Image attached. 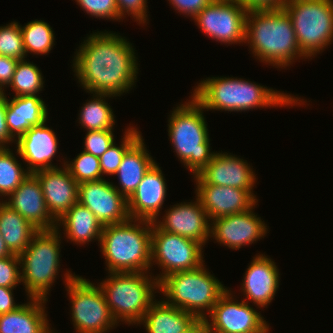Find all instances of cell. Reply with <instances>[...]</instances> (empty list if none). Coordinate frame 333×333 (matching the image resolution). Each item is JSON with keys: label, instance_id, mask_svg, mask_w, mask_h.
<instances>
[{"label": "cell", "instance_id": "cell-1", "mask_svg": "<svg viewBox=\"0 0 333 333\" xmlns=\"http://www.w3.org/2000/svg\"><path fill=\"white\" fill-rule=\"evenodd\" d=\"M134 50L117 33L93 32L74 55V75L88 93L121 96L137 80L139 68Z\"/></svg>", "mask_w": 333, "mask_h": 333}, {"label": "cell", "instance_id": "cell-2", "mask_svg": "<svg viewBox=\"0 0 333 333\" xmlns=\"http://www.w3.org/2000/svg\"><path fill=\"white\" fill-rule=\"evenodd\" d=\"M195 87L191 96L207 111L245 112L253 108L306 105L304 99L242 78H206Z\"/></svg>", "mask_w": 333, "mask_h": 333}, {"label": "cell", "instance_id": "cell-3", "mask_svg": "<svg viewBox=\"0 0 333 333\" xmlns=\"http://www.w3.org/2000/svg\"><path fill=\"white\" fill-rule=\"evenodd\" d=\"M244 43L249 44L255 58L276 68L289 67L299 57L307 59L283 8L248 10Z\"/></svg>", "mask_w": 333, "mask_h": 333}, {"label": "cell", "instance_id": "cell-4", "mask_svg": "<svg viewBox=\"0 0 333 333\" xmlns=\"http://www.w3.org/2000/svg\"><path fill=\"white\" fill-rule=\"evenodd\" d=\"M152 225L151 221L130 218L123 223L103 226L99 245L102 249L100 252L102 251L105 257L108 273H149Z\"/></svg>", "mask_w": 333, "mask_h": 333}, {"label": "cell", "instance_id": "cell-5", "mask_svg": "<svg viewBox=\"0 0 333 333\" xmlns=\"http://www.w3.org/2000/svg\"><path fill=\"white\" fill-rule=\"evenodd\" d=\"M204 108L191 96L177 105L168 119V136L180 162L193 175L212 160L209 132L203 115Z\"/></svg>", "mask_w": 333, "mask_h": 333}, {"label": "cell", "instance_id": "cell-6", "mask_svg": "<svg viewBox=\"0 0 333 333\" xmlns=\"http://www.w3.org/2000/svg\"><path fill=\"white\" fill-rule=\"evenodd\" d=\"M98 283L115 321L139 324L159 289L156 277L148 272H112Z\"/></svg>", "mask_w": 333, "mask_h": 333}, {"label": "cell", "instance_id": "cell-7", "mask_svg": "<svg viewBox=\"0 0 333 333\" xmlns=\"http://www.w3.org/2000/svg\"><path fill=\"white\" fill-rule=\"evenodd\" d=\"M207 270L202 264L194 270L165 276L158 289L166 297L163 301L193 314L198 320L206 319L217 300L228 290Z\"/></svg>", "mask_w": 333, "mask_h": 333}, {"label": "cell", "instance_id": "cell-8", "mask_svg": "<svg viewBox=\"0 0 333 333\" xmlns=\"http://www.w3.org/2000/svg\"><path fill=\"white\" fill-rule=\"evenodd\" d=\"M60 229L39 230L19 255L21 282L28 298L46 299L60 268Z\"/></svg>", "mask_w": 333, "mask_h": 333}, {"label": "cell", "instance_id": "cell-9", "mask_svg": "<svg viewBox=\"0 0 333 333\" xmlns=\"http://www.w3.org/2000/svg\"><path fill=\"white\" fill-rule=\"evenodd\" d=\"M291 18L301 53L311 58L333 42V0H290Z\"/></svg>", "mask_w": 333, "mask_h": 333}, {"label": "cell", "instance_id": "cell-10", "mask_svg": "<svg viewBox=\"0 0 333 333\" xmlns=\"http://www.w3.org/2000/svg\"><path fill=\"white\" fill-rule=\"evenodd\" d=\"M64 277L72 304V323L77 333H107L118 324L98 284L96 286L71 271H67Z\"/></svg>", "mask_w": 333, "mask_h": 333}, {"label": "cell", "instance_id": "cell-11", "mask_svg": "<svg viewBox=\"0 0 333 333\" xmlns=\"http://www.w3.org/2000/svg\"><path fill=\"white\" fill-rule=\"evenodd\" d=\"M203 247L193 239L160 230L153 223L151 268L157 264L162 269V274L156 276L158 282L172 273L199 268L205 262Z\"/></svg>", "mask_w": 333, "mask_h": 333}, {"label": "cell", "instance_id": "cell-12", "mask_svg": "<svg viewBox=\"0 0 333 333\" xmlns=\"http://www.w3.org/2000/svg\"><path fill=\"white\" fill-rule=\"evenodd\" d=\"M248 9L238 0L211 1L194 18L204 34L220 43L245 42Z\"/></svg>", "mask_w": 333, "mask_h": 333}, {"label": "cell", "instance_id": "cell-13", "mask_svg": "<svg viewBox=\"0 0 333 333\" xmlns=\"http://www.w3.org/2000/svg\"><path fill=\"white\" fill-rule=\"evenodd\" d=\"M227 290L204 319L207 327L217 333H269V324L260 312L250 303L234 300L233 293Z\"/></svg>", "mask_w": 333, "mask_h": 333}, {"label": "cell", "instance_id": "cell-14", "mask_svg": "<svg viewBox=\"0 0 333 333\" xmlns=\"http://www.w3.org/2000/svg\"><path fill=\"white\" fill-rule=\"evenodd\" d=\"M78 202L90 209L103 226L130 219L127 199L106 179L80 183Z\"/></svg>", "mask_w": 333, "mask_h": 333}, {"label": "cell", "instance_id": "cell-15", "mask_svg": "<svg viewBox=\"0 0 333 333\" xmlns=\"http://www.w3.org/2000/svg\"><path fill=\"white\" fill-rule=\"evenodd\" d=\"M250 210L211 220L210 237L233 250L248 246L267 235V225Z\"/></svg>", "mask_w": 333, "mask_h": 333}, {"label": "cell", "instance_id": "cell-16", "mask_svg": "<svg viewBox=\"0 0 333 333\" xmlns=\"http://www.w3.org/2000/svg\"><path fill=\"white\" fill-rule=\"evenodd\" d=\"M196 184H213L248 190L252 194L256 175L247 160L231 153L217 152L212 160L193 176Z\"/></svg>", "mask_w": 333, "mask_h": 333}, {"label": "cell", "instance_id": "cell-17", "mask_svg": "<svg viewBox=\"0 0 333 333\" xmlns=\"http://www.w3.org/2000/svg\"><path fill=\"white\" fill-rule=\"evenodd\" d=\"M195 200L172 205L165 212L162 221L156 219L153 223L160 230L193 239L205 246L211 238V221L200 200L197 197Z\"/></svg>", "mask_w": 333, "mask_h": 333}, {"label": "cell", "instance_id": "cell-18", "mask_svg": "<svg viewBox=\"0 0 333 333\" xmlns=\"http://www.w3.org/2000/svg\"><path fill=\"white\" fill-rule=\"evenodd\" d=\"M7 200H3L38 230H54L57 221L49 213L41 187V183L34 173H30L11 193Z\"/></svg>", "mask_w": 333, "mask_h": 333}, {"label": "cell", "instance_id": "cell-19", "mask_svg": "<svg viewBox=\"0 0 333 333\" xmlns=\"http://www.w3.org/2000/svg\"><path fill=\"white\" fill-rule=\"evenodd\" d=\"M196 197L211 220L226 215L239 214L255 208V194L248 190L213 184H196Z\"/></svg>", "mask_w": 333, "mask_h": 333}, {"label": "cell", "instance_id": "cell-20", "mask_svg": "<svg viewBox=\"0 0 333 333\" xmlns=\"http://www.w3.org/2000/svg\"><path fill=\"white\" fill-rule=\"evenodd\" d=\"M279 269L265 254L254 256L242 280L241 292L245 302H253L258 308H267L279 288Z\"/></svg>", "mask_w": 333, "mask_h": 333}, {"label": "cell", "instance_id": "cell-21", "mask_svg": "<svg viewBox=\"0 0 333 333\" xmlns=\"http://www.w3.org/2000/svg\"><path fill=\"white\" fill-rule=\"evenodd\" d=\"M34 174L41 183L46 207L57 221L78 202L79 183L65 166L38 170Z\"/></svg>", "mask_w": 333, "mask_h": 333}, {"label": "cell", "instance_id": "cell-22", "mask_svg": "<svg viewBox=\"0 0 333 333\" xmlns=\"http://www.w3.org/2000/svg\"><path fill=\"white\" fill-rule=\"evenodd\" d=\"M46 122L32 126L24 135L16 140V155L27 163L26 169L34 173L42 169L58 168L52 164L58 150V141L54 130Z\"/></svg>", "mask_w": 333, "mask_h": 333}, {"label": "cell", "instance_id": "cell-23", "mask_svg": "<svg viewBox=\"0 0 333 333\" xmlns=\"http://www.w3.org/2000/svg\"><path fill=\"white\" fill-rule=\"evenodd\" d=\"M161 168L155 163L145 174L128 201L131 219L155 221L160 216L167 192Z\"/></svg>", "mask_w": 333, "mask_h": 333}, {"label": "cell", "instance_id": "cell-24", "mask_svg": "<svg viewBox=\"0 0 333 333\" xmlns=\"http://www.w3.org/2000/svg\"><path fill=\"white\" fill-rule=\"evenodd\" d=\"M48 109L39 96L6 98V122L10 135L17 140L32 126L47 122Z\"/></svg>", "mask_w": 333, "mask_h": 333}, {"label": "cell", "instance_id": "cell-25", "mask_svg": "<svg viewBox=\"0 0 333 333\" xmlns=\"http://www.w3.org/2000/svg\"><path fill=\"white\" fill-rule=\"evenodd\" d=\"M16 310L0 314V333H55L45 313L46 299L29 298Z\"/></svg>", "mask_w": 333, "mask_h": 333}, {"label": "cell", "instance_id": "cell-26", "mask_svg": "<svg viewBox=\"0 0 333 333\" xmlns=\"http://www.w3.org/2000/svg\"><path fill=\"white\" fill-rule=\"evenodd\" d=\"M141 136L124 154L114 175L118 176L120 187H114L128 200L148 170L156 163L148 153Z\"/></svg>", "mask_w": 333, "mask_h": 333}, {"label": "cell", "instance_id": "cell-27", "mask_svg": "<svg viewBox=\"0 0 333 333\" xmlns=\"http://www.w3.org/2000/svg\"><path fill=\"white\" fill-rule=\"evenodd\" d=\"M199 320L191 313L155 300L139 323L147 333H186Z\"/></svg>", "mask_w": 333, "mask_h": 333}, {"label": "cell", "instance_id": "cell-28", "mask_svg": "<svg viewBox=\"0 0 333 333\" xmlns=\"http://www.w3.org/2000/svg\"><path fill=\"white\" fill-rule=\"evenodd\" d=\"M62 225L66 239L75 244L83 245L95 239L100 243L103 225L90 209L79 202L57 220L56 229Z\"/></svg>", "mask_w": 333, "mask_h": 333}, {"label": "cell", "instance_id": "cell-29", "mask_svg": "<svg viewBox=\"0 0 333 333\" xmlns=\"http://www.w3.org/2000/svg\"><path fill=\"white\" fill-rule=\"evenodd\" d=\"M38 231L18 212L0 201V233L13 254L20 255Z\"/></svg>", "mask_w": 333, "mask_h": 333}, {"label": "cell", "instance_id": "cell-30", "mask_svg": "<svg viewBox=\"0 0 333 333\" xmlns=\"http://www.w3.org/2000/svg\"><path fill=\"white\" fill-rule=\"evenodd\" d=\"M107 97L113 99L115 96L93 93V100H87L81 107L78 123L86 131L113 130L115 114L105 100Z\"/></svg>", "mask_w": 333, "mask_h": 333}, {"label": "cell", "instance_id": "cell-31", "mask_svg": "<svg viewBox=\"0 0 333 333\" xmlns=\"http://www.w3.org/2000/svg\"><path fill=\"white\" fill-rule=\"evenodd\" d=\"M25 54L34 53L46 55L55 45V34L50 25L44 20H33L21 26Z\"/></svg>", "mask_w": 333, "mask_h": 333}, {"label": "cell", "instance_id": "cell-32", "mask_svg": "<svg viewBox=\"0 0 333 333\" xmlns=\"http://www.w3.org/2000/svg\"><path fill=\"white\" fill-rule=\"evenodd\" d=\"M40 71L33 62L26 59L19 60L12 80L7 87L10 86L16 96H38L44 87Z\"/></svg>", "mask_w": 333, "mask_h": 333}, {"label": "cell", "instance_id": "cell-33", "mask_svg": "<svg viewBox=\"0 0 333 333\" xmlns=\"http://www.w3.org/2000/svg\"><path fill=\"white\" fill-rule=\"evenodd\" d=\"M30 174L21 166L9 147H0V197L7 199Z\"/></svg>", "mask_w": 333, "mask_h": 333}, {"label": "cell", "instance_id": "cell-34", "mask_svg": "<svg viewBox=\"0 0 333 333\" xmlns=\"http://www.w3.org/2000/svg\"><path fill=\"white\" fill-rule=\"evenodd\" d=\"M142 136L141 132L134 126L128 127L120 146L114 144L99 158L102 176L114 175L121 164L126 151Z\"/></svg>", "mask_w": 333, "mask_h": 333}, {"label": "cell", "instance_id": "cell-35", "mask_svg": "<svg viewBox=\"0 0 333 333\" xmlns=\"http://www.w3.org/2000/svg\"><path fill=\"white\" fill-rule=\"evenodd\" d=\"M72 177L80 184L87 181L104 179L101 173L99 157H96L84 150L81 151L72 161L63 162Z\"/></svg>", "mask_w": 333, "mask_h": 333}, {"label": "cell", "instance_id": "cell-36", "mask_svg": "<svg viewBox=\"0 0 333 333\" xmlns=\"http://www.w3.org/2000/svg\"><path fill=\"white\" fill-rule=\"evenodd\" d=\"M0 55L17 60L26 58L23 35L16 21L0 26Z\"/></svg>", "mask_w": 333, "mask_h": 333}, {"label": "cell", "instance_id": "cell-37", "mask_svg": "<svg viewBox=\"0 0 333 333\" xmlns=\"http://www.w3.org/2000/svg\"><path fill=\"white\" fill-rule=\"evenodd\" d=\"M114 130L87 131L84 140V151L101 157L114 144Z\"/></svg>", "mask_w": 333, "mask_h": 333}, {"label": "cell", "instance_id": "cell-38", "mask_svg": "<svg viewBox=\"0 0 333 333\" xmlns=\"http://www.w3.org/2000/svg\"><path fill=\"white\" fill-rule=\"evenodd\" d=\"M87 14L95 18L119 20L116 0H75Z\"/></svg>", "mask_w": 333, "mask_h": 333}, {"label": "cell", "instance_id": "cell-39", "mask_svg": "<svg viewBox=\"0 0 333 333\" xmlns=\"http://www.w3.org/2000/svg\"><path fill=\"white\" fill-rule=\"evenodd\" d=\"M20 257L17 254L0 258V287L16 288L21 283Z\"/></svg>", "mask_w": 333, "mask_h": 333}, {"label": "cell", "instance_id": "cell-40", "mask_svg": "<svg viewBox=\"0 0 333 333\" xmlns=\"http://www.w3.org/2000/svg\"><path fill=\"white\" fill-rule=\"evenodd\" d=\"M119 21L126 16H132L139 24H144L148 20L147 0H116Z\"/></svg>", "mask_w": 333, "mask_h": 333}, {"label": "cell", "instance_id": "cell-41", "mask_svg": "<svg viewBox=\"0 0 333 333\" xmlns=\"http://www.w3.org/2000/svg\"><path fill=\"white\" fill-rule=\"evenodd\" d=\"M180 14L190 16L192 19L205 7L211 0H168Z\"/></svg>", "mask_w": 333, "mask_h": 333}, {"label": "cell", "instance_id": "cell-42", "mask_svg": "<svg viewBox=\"0 0 333 333\" xmlns=\"http://www.w3.org/2000/svg\"><path fill=\"white\" fill-rule=\"evenodd\" d=\"M6 97L5 90L0 91V147H9V143L16 142V140L10 135L7 128Z\"/></svg>", "mask_w": 333, "mask_h": 333}, {"label": "cell", "instance_id": "cell-43", "mask_svg": "<svg viewBox=\"0 0 333 333\" xmlns=\"http://www.w3.org/2000/svg\"><path fill=\"white\" fill-rule=\"evenodd\" d=\"M19 60L0 55V91L7 87L12 80Z\"/></svg>", "mask_w": 333, "mask_h": 333}, {"label": "cell", "instance_id": "cell-44", "mask_svg": "<svg viewBox=\"0 0 333 333\" xmlns=\"http://www.w3.org/2000/svg\"><path fill=\"white\" fill-rule=\"evenodd\" d=\"M248 10L283 8L290 0H238Z\"/></svg>", "mask_w": 333, "mask_h": 333}, {"label": "cell", "instance_id": "cell-45", "mask_svg": "<svg viewBox=\"0 0 333 333\" xmlns=\"http://www.w3.org/2000/svg\"><path fill=\"white\" fill-rule=\"evenodd\" d=\"M13 289L0 287V314L16 310L22 304H16L14 301Z\"/></svg>", "mask_w": 333, "mask_h": 333}, {"label": "cell", "instance_id": "cell-46", "mask_svg": "<svg viewBox=\"0 0 333 333\" xmlns=\"http://www.w3.org/2000/svg\"><path fill=\"white\" fill-rule=\"evenodd\" d=\"M206 323L204 320H199L190 330L186 333H205Z\"/></svg>", "mask_w": 333, "mask_h": 333}, {"label": "cell", "instance_id": "cell-47", "mask_svg": "<svg viewBox=\"0 0 333 333\" xmlns=\"http://www.w3.org/2000/svg\"><path fill=\"white\" fill-rule=\"evenodd\" d=\"M13 253L7 247L5 241L3 240L1 233H0V258H5L12 256Z\"/></svg>", "mask_w": 333, "mask_h": 333}, {"label": "cell", "instance_id": "cell-48", "mask_svg": "<svg viewBox=\"0 0 333 333\" xmlns=\"http://www.w3.org/2000/svg\"><path fill=\"white\" fill-rule=\"evenodd\" d=\"M205 333H217V332L210 330V329L206 326V331H205Z\"/></svg>", "mask_w": 333, "mask_h": 333}, {"label": "cell", "instance_id": "cell-49", "mask_svg": "<svg viewBox=\"0 0 333 333\" xmlns=\"http://www.w3.org/2000/svg\"><path fill=\"white\" fill-rule=\"evenodd\" d=\"M211 1H214V0H211ZM216 1V0H215ZM217 1H229V0H217Z\"/></svg>", "mask_w": 333, "mask_h": 333}]
</instances>
